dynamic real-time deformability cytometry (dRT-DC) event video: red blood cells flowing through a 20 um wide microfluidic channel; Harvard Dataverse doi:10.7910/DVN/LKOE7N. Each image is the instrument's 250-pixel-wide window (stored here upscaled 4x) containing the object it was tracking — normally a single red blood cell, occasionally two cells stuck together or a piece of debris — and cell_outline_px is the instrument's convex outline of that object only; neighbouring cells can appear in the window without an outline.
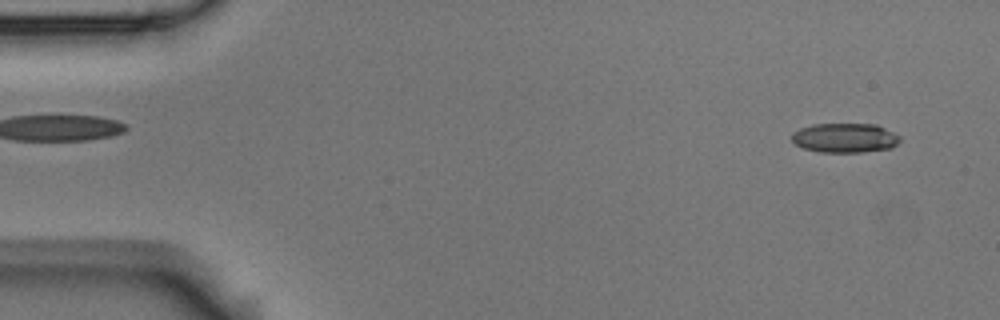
{"species": "Egyptian fruit bat (a non-hibernating species)", "species_latin": "Rousettus aegyptiacus", "temperature_condition": "room temperature", "stored_images_in_passage": 5, "segment_of_instrument_passage": [2, 2], "camera_frame_rate_fps": 3000, "um_per_image_px": 0.085, "animal": {"sex": "male"}, "frame": {"image": 1, "passage_image": 5, "time_ms": 1.333, "image_size_px": [1000, 320], "cell_outline_px": [[900, 140], [892, 148], [860, 152], [820, 152], [804, 148], [796, 144], [792, 140], [792, 132], [800, 128], [812, 124], [876, 124], [900, 136]], "centroid_in_image_um": [71.8, 11.72], "position_along_channel_um": 13.2, "area_um2": 18.5}}